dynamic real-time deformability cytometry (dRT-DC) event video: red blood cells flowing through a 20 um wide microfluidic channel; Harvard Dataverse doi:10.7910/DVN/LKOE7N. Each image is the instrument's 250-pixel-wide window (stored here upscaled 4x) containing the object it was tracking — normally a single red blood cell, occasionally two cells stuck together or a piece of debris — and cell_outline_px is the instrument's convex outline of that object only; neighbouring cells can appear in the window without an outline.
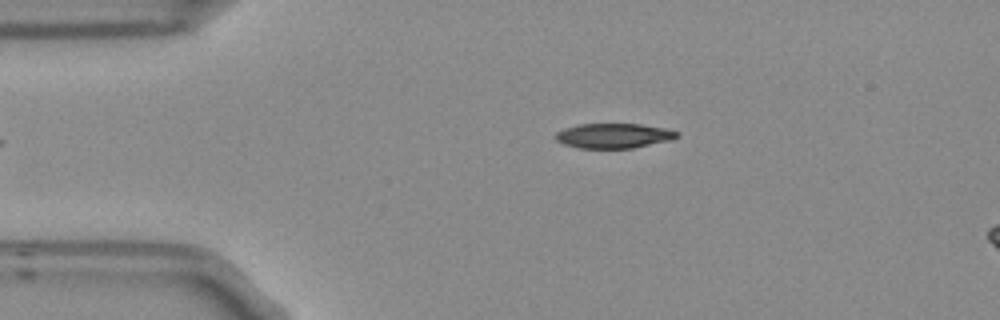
{"species": "Egyptian fruit bat (a non-hibernating species)", "species_latin": "Rousettus aegyptiacus", "temperature_condition": "room temperature", "stored_images_in_passage": 5, "camera_frame_rate_fps": 3000, "um_per_image_px": 0.085, "frame": {"image": 1, "passage_image": 1, "time_ms": 0.0, "image_size_px": [1000, 320], "cell_outline_px": [[680, 136], [672, 140], [632, 148], [576, 148], [564, 144], [556, 140], [552, 136], [556, 132], [564, 128], [580, 124], [640, 124], [664, 128], [680, 132]], "centroid_in_image_um": [52.15, 11.54], "position_along_channel_um": 32.8, "area_um2": 17.74}}
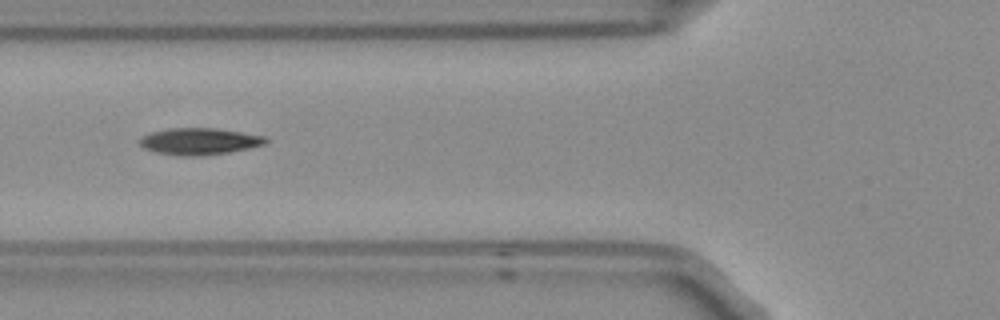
{"frame": {"image": 2, "passage_image": 3, "time_ms": 0.667, "image_size_px": [1000, 320], "cell_outline_px": [[268, 140], [264, 144], [248, 148], [228, 152], [192, 156], [184, 156], [160, 152], [144, 148], [140, 144], [140, 140], [144, 136], [152, 132], [168, 128], [216, 128], [264, 136]], "centroid_in_image_um": [16.96, 12.0], "position_along_channel_um": 108.8, "area_um2": 19.07}}